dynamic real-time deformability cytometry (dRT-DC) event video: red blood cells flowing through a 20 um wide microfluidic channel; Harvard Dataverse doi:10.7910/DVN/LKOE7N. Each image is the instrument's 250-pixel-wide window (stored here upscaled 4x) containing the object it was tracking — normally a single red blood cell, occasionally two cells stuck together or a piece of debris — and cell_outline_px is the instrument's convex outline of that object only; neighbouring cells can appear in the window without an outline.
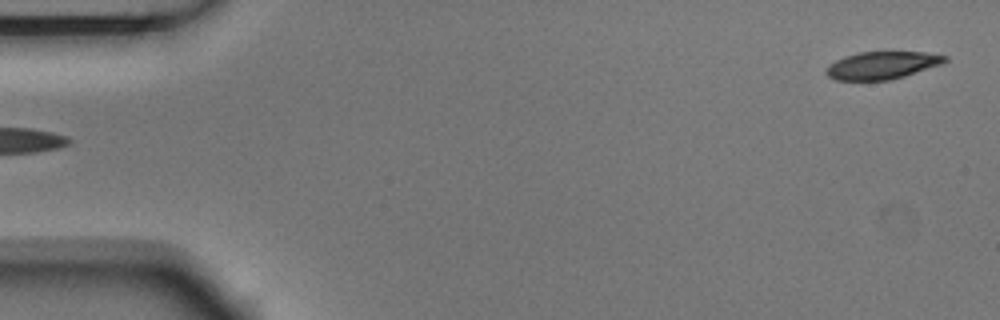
{"species": "Egyptian fruit bat (a non-hibernating species)", "species_latin": "Rousettus aegyptiacus", "temperature_condition": "room temperature", "stored_images_in_passage": 6, "segment_of_instrument_passage": [2, 2], "camera_frame_rate_fps": 3000, "um_per_image_px": 0.085, "animal": {"sex": "male"}, "frame": {"image": 1, "passage_image": 6, "time_ms": 1.667, "image_size_px": [1000, 320], "cell_outline_px": [[948, 60], [944, 64], [904, 76], [888, 80], [836, 80], [828, 76], [824, 72], [828, 64], [844, 56], [860, 52], [924, 52], [948, 56]], "centroid_in_image_um": [74.98, 5.55], "position_along_channel_um": 10.0, "area_um2": 19.19}}